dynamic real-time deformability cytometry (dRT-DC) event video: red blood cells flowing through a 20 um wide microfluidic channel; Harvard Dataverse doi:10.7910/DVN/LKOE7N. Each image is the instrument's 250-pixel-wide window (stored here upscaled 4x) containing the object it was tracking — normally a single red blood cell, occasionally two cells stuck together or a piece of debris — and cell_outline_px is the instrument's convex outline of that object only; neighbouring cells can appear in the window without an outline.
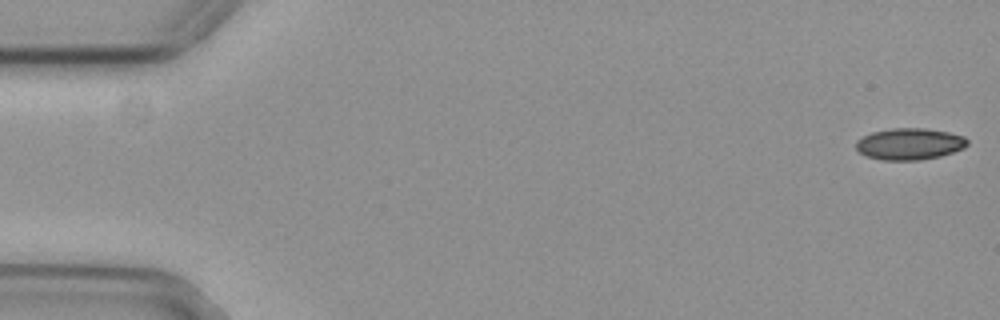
{"species": "common noctule bat (a hibernating species)", "species_latin": "Nyctalus noctula", "temperature_condition": "cold", "stored_images_in_passage": 55, "camera_frame_rate_fps": 3000, "um_per_image_px": 0.085, "animal": {"sex": "female", "body_mass_g": 29.2, "forearm_length_mm": 56.3}, "frame": {"image": 1, "passage_image": 1, "time_ms": 0.0, "image_size_px": [1000, 320], "cell_outline_px": [[968, 144], [964, 148], [940, 156], [920, 160], [884, 160], [868, 156], [860, 152], [856, 148], [856, 140], [872, 132], [892, 128], [924, 128], [948, 132], [964, 136], [968, 140]], "centroid_in_image_um": [77.33, 12.23], "position_along_channel_um": 7.7, "area_um2": 20.4}}
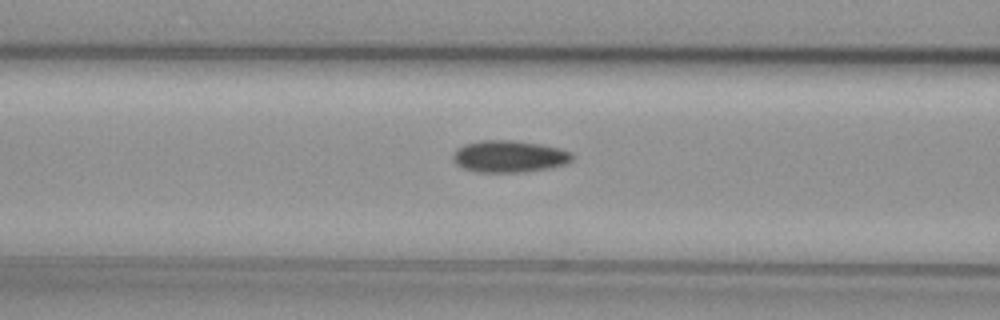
{"frame": {"image": 2, "passage_image": 22, "time_ms": 7.0, "image_size_px": [1000, 320], "cell_outline_px": [[572, 160], [568, 164], [548, 168], [524, 172], [476, 172], [464, 168], [456, 164], [452, 156], [464, 144], [480, 140], [516, 140], [544, 144], [560, 148], [572, 152]], "centroid_in_image_um": [43.34, 13.29], "position_along_channel_um": 123.3, "area_um2": 22.31}}
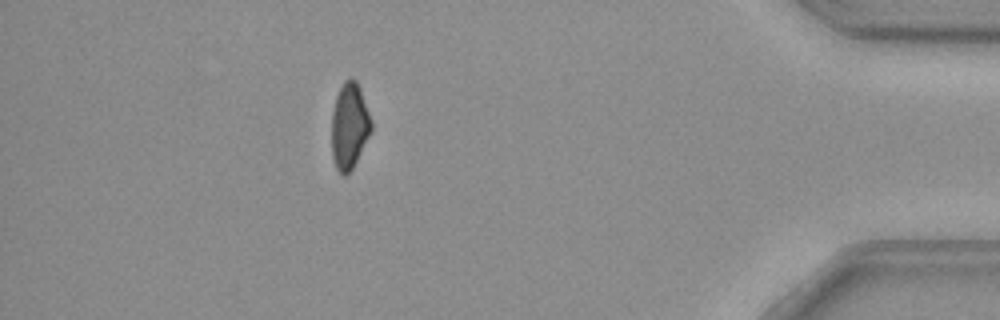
{"frame": {"image": 3, "passage_image": 49, "time_ms": 16.0, "image_size_px": [1000, 320], "cell_outline_px": [[372, 132], [352, 168], [344, 176], [336, 168], [332, 156], [332, 112], [336, 96], [344, 80], [352, 76], [356, 80], [360, 88], [372, 120]], "centroid_in_image_um": [29.71, 10.67], "position_along_channel_um": 405.5, "area_um2": 19.94}, "authors_computed_cell_mechanics": {"area_um2": 21.2126, "velocity_mm_per_s": 3.7241, "shape_relaxation_time_tau1_ms": 10.6565, "shape_relaxation_time_tau2_ms": null, "deformation_change_tau1": 0.147, "deformation_change_tau2": null}}